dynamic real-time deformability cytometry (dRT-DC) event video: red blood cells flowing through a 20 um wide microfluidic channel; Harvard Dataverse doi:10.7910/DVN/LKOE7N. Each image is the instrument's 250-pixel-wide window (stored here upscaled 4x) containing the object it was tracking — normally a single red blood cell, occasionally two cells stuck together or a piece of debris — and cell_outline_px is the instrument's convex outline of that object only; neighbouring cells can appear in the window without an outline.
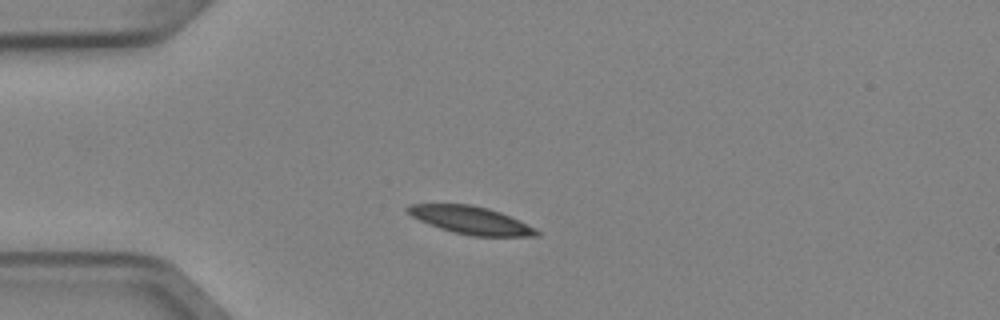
{"species": "Egyptian fruit bat (a non-hibernating species)", "species_latin": "Rousettus aegyptiacus", "temperature_condition": "cold", "stored_images_in_passage": 3, "camera_frame_rate_fps": 3000, "um_per_image_px": 0.085, "animal": {"sex": "female"}, "frame": {"image": 1, "passage_image": 1, "time_ms": 0.0, "image_size_px": [1000, 320], "cell_outline_px": [[540, 236], [472, 236], [452, 232], [440, 228], [420, 220], [412, 216], [404, 208], [408, 204], [472, 204], [488, 208], [500, 212], [536, 228], [540, 232]], "centroid_in_image_um": [40.02, 18.71], "position_along_channel_um": 45.0, "area_um2": 20.75}}
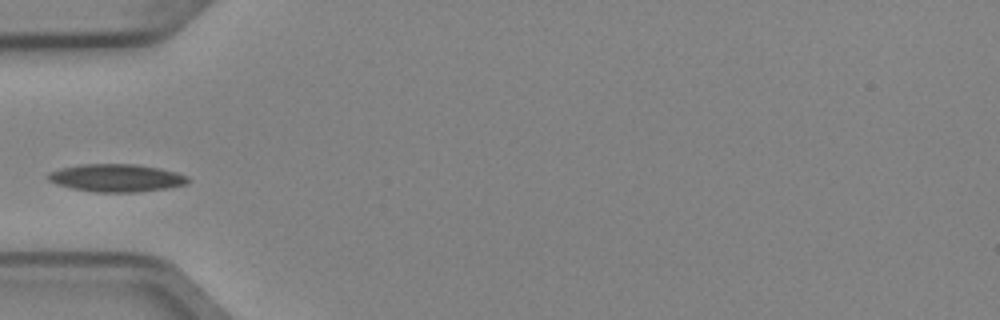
{"frame": {"image": 2, "passage_image": 2, "time_ms": 0.333, "image_size_px": [1000, 320], "cell_outline_px": [[192, 180], [188, 184], [168, 188], [136, 192], [96, 192], [72, 188], [56, 184], [48, 180], [48, 172], [60, 168], [80, 164], [136, 164], [160, 168], [176, 172], [188, 176]], "centroid_in_image_um": [9.93, 15.12], "position_along_channel_um": 75.1, "area_um2": 22.77}}
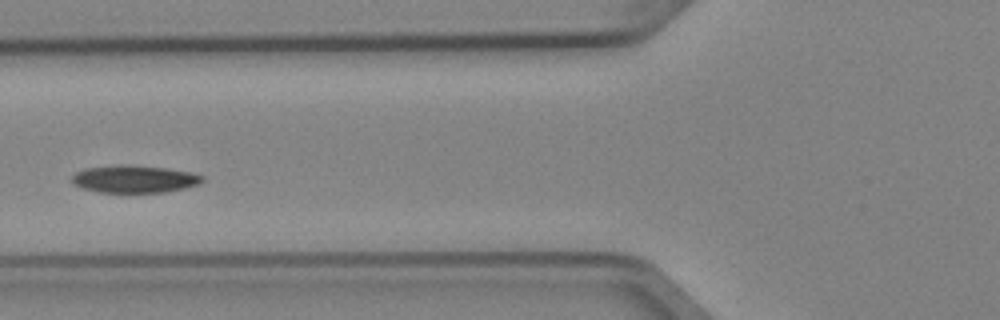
{"frame": {"image": 3, "passage_image": 3, "time_ms": 0.667, "image_size_px": [1000, 320], "cell_outline_px": [[204, 180], [200, 184], [184, 188], [164, 192], [100, 192], [84, 188], [76, 184], [72, 180], [72, 176], [76, 172], [84, 168], [116, 164], [128, 164], [168, 168], [192, 172], [204, 176]], "centroid_in_image_um": [11.46, 15.19], "position_along_channel_um": 114.3, "area_um2": 20.98}}